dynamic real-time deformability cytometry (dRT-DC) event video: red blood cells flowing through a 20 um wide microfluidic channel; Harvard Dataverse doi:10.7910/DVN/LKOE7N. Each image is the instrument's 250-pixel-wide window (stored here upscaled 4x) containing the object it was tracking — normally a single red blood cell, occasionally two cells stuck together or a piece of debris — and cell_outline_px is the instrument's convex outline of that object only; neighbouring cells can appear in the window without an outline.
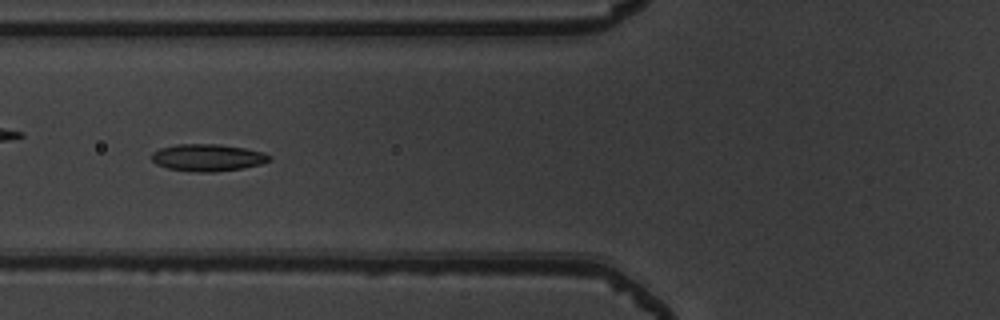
{"species": "common noctule bat (a hibernating species)", "species_latin": "Nyctalus noctula", "temperature_condition": "warm", "stored_images_in_passage": 52, "camera_frame_rate_fps": 3000, "um_per_image_px": 0.085, "animal": {"sex": "male", "body_mass_g": 19.5, "forearm_length_mm": 54.6}, "frame": {"image": 1, "passage_image": 21, "time_ms": 6.667, "image_size_px": [1000, 320], "cell_outline_px": [[272, 160], [260, 164], [244, 168], [212, 172], [200, 172], [168, 168], [156, 164], [152, 160], [152, 152], [160, 148], [176, 144], [220, 144], [244, 148], [264, 152], [272, 156]], "centroid_in_image_um": [17.68, 13.39], "position_along_channel_um": 108.1, "area_um2": 18.61}}
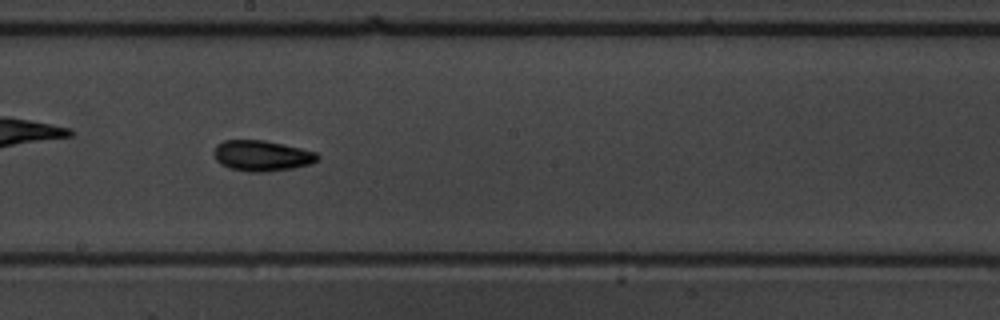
{"frame": {"image": 2, "passage_image": 30, "time_ms": 9.667, "image_size_px": [1000, 320], "cell_outline_px": [[320, 156], [312, 164], [292, 168], [264, 172], [252, 172], [228, 168], [220, 164], [216, 160], [212, 152], [216, 144], [224, 140], [264, 140], [284, 144], [316, 152]], "centroid_in_image_um": [22.22, 13.23], "position_along_channel_um": 226.0, "area_um2": 18.67}}
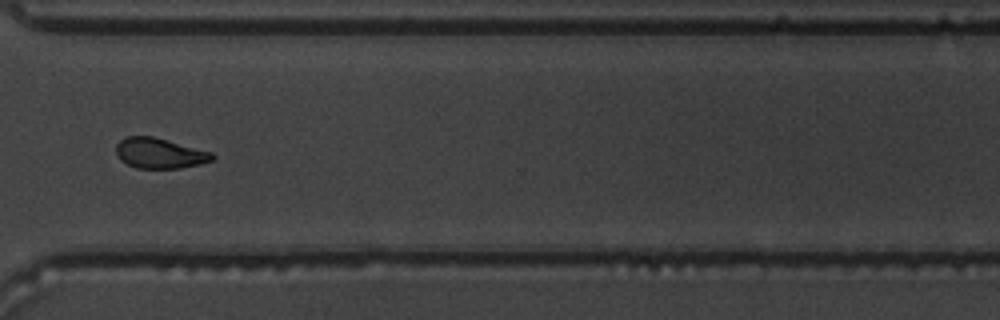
{"frame": {"image": 3, "passage_image": 40, "time_ms": 13.0, "image_size_px": [1000, 320], "cell_outline_px": [[216, 156], [212, 160], [200, 164], [180, 168], [136, 168], [120, 160], [116, 152], [116, 144], [124, 136], [152, 136], [212, 152]], "centroid_in_image_um": [13.55, 13.02], "position_along_channel_um": 357.0, "area_um2": 16.99}, "authors_computed_cell_mechanics": {"area_um2": 17.3111, "velocity_mm_per_s": 3.9265, "shape_relaxation_time_tau1_ms": 7.8177, "shape_relaxation_time_tau2_ms": 3.4512, "deformation_change_tau1": 0.1766, "deformation_change_tau2": 0.0965}}